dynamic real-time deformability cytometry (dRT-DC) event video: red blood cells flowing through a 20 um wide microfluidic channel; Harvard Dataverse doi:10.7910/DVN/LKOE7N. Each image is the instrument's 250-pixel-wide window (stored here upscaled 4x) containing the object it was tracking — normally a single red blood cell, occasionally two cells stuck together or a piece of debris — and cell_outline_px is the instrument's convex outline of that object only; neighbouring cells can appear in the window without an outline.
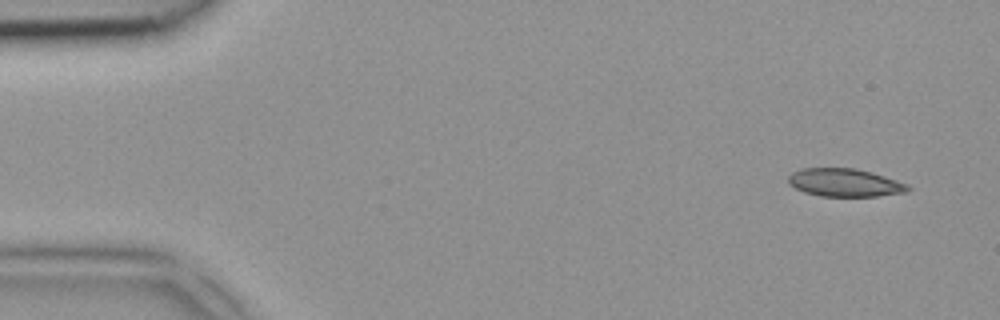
{"species": "common noctule bat (a hibernating species)", "species_latin": "Nyctalus noctula", "temperature_condition": "room temperature", "stored_images_in_passage": 4, "camera_frame_rate_fps": 3000, "um_per_image_px": 0.085, "animal": {"sex": "female", "body_mass_g": 18.4}, "frame": {"image": 1, "passage_image": 1, "time_ms": 0.0, "image_size_px": [1000, 320], "cell_outline_px": [[912, 188], [908, 192], [876, 196], [820, 196], [804, 192], [788, 184], [788, 176], [792, 172], [800, 168], [856, 168], [872, 172], [908, 184]], "centroid_in_image_um": [71.8, 15.52], "position_along_channel_um": 13.2, "area_um2": 19.65}}
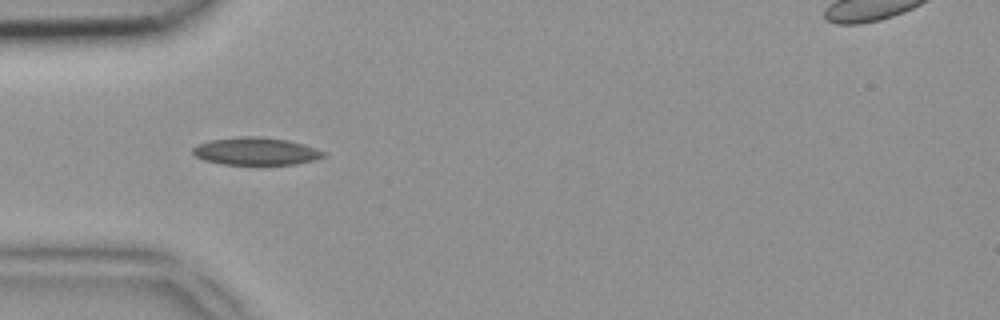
{"frame": {"image": 2, "passage_image": 4, "time_ms": 1.0, "image_size_px": [1000, 320], "cell_outline_px": [[324, 156], [312, 160], [296, 164], [224, 164], [204, 160], [196, 156], [192, 152], [192, 148], [196, 144], [212, 140], [240, 136], [260, 136], [288, 140], [304, 144], [316, 148], [324, 152]], "centroid_in_image_um": [21.73, 12.84], "position_along_channel_um": 63.3, "area_um2": 20.87}}